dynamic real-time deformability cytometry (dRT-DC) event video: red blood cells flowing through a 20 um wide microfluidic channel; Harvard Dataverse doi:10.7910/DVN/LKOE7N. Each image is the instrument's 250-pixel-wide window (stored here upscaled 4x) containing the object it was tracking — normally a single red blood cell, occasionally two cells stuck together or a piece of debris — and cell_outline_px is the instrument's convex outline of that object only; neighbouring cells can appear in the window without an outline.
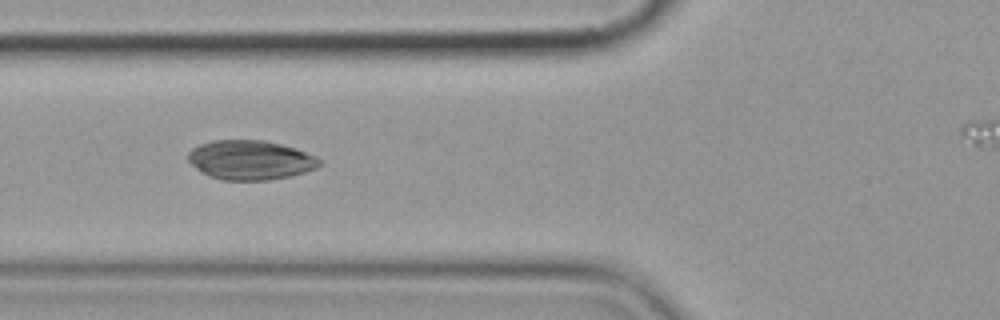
{"species": "common noctule bat (a hibernating species)", "species_latin": "Nyctalus noctula", "temperature_condition": "cold", "stored_images_in_passage": 7, "camera_frame_rate_fps": 3000, "um_per_image_px": 0.085, "animal": {"sex": "female", "body_mass_g": 19.9}, "frame": {"image": 1, "passage_image": 3, "time_ms": 2.333, "image_size_px": [1000, 320], "cell_outline_px": [[324, 164], [316, 168], [304, 172], [288, 176], [268, 180], [224, 180], [208, 176], [200, 172], [188, 160], [188, 152], [192, 148], [200, 144], [212, 140], [264, 140], [296, 148], [316, 156]], "centroid_in_image_um": [21.28, 13.6], "position_along_channel_um": 104.5, "area_um2": 30.23}}
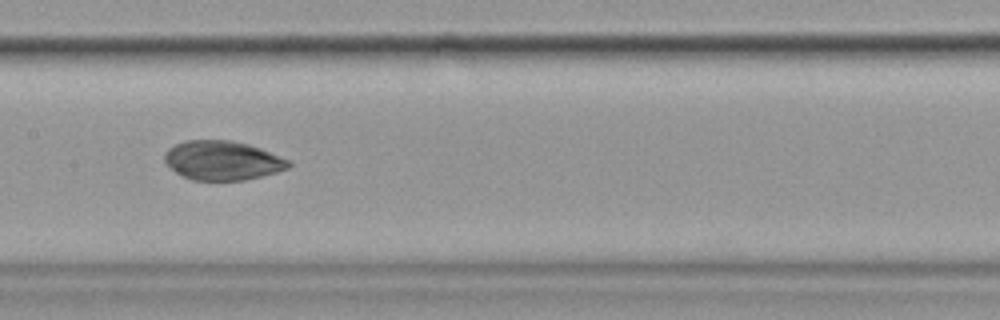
{"frame": {"image": 2, "passage_image": 5, "time_ms": 4.667, "image_size_px": [1000, 320], "cell_outline_px": [[292, 164], [288, 168], [276, 172], [244, 180], [192, 180], [176, 172], [164, 160], [164, 152], [168, 148], [184, 140], [232, 140], [248, 144], [260, 148], [292, 160]], "centroid_in_image_um": [18.93, 13.63], "position_along_channel_um": 188.5, "area_um2": 28.38}}
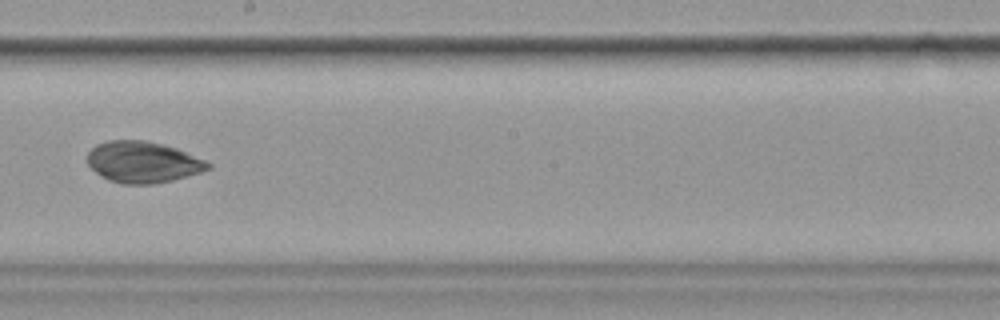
{"frame": {"image": 3, "passage_image": 6, "time_ms": 6.0, "image_size_px": [1000, 320], "cell_outline_px": [[212, 168], [188, 176], [172, 180], [152, 184], [124, 184], [108, 180], [100, 176], [88, 164], [88, 152], [96, 144], [108, 140], [144, 140], [176, 148], [204, 160], [212, 164]], "centroid_in_image_um": [12.13, 13.78], "position_along_channel_um": 236.1, "area_um2": 28.9}}